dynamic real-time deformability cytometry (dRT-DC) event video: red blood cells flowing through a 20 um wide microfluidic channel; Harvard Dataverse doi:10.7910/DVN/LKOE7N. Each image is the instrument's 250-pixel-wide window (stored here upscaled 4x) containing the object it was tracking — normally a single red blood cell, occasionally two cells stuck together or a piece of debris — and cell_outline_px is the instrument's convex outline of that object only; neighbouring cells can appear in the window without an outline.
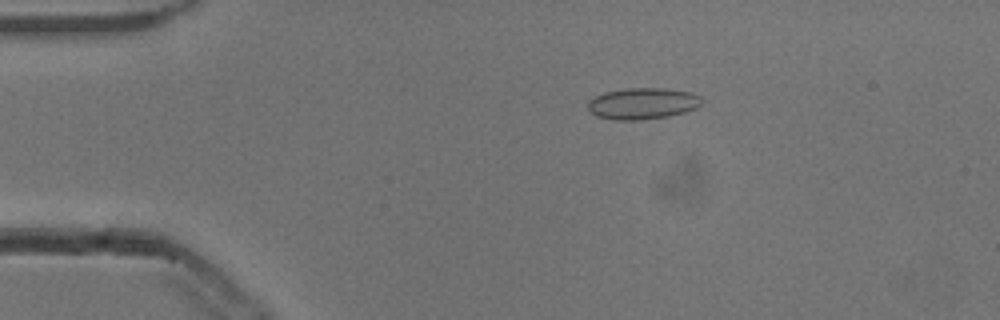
{"species": "common noctule bat (a hibernating species)", "species_latin": "Nyctalus noctula", "temperature_condition": "cold", "stored_images_in_passage": 53, "camera_frame_rate_fps": 3000, "um_per_image_px": 0.085, "animal": {"sex": "male", "body_mass_g": 13.3}, "frame": {"image": 1, "passage_image": 10, "time_ms": 3.0, "image_size_px": [1000, 320], "cell_outline_px": [[704, 100], [696, 108], [684, 112], [668, 116], [640, 120], [612, 120], [596, 116], [588, 112], [588, 100], [604, 92], [624, 88], [664, 88], [692, 92], [700, 96]], "centroid_in_image_um": [54.6, 8.8], "position_along_channel_um": 30.4, "area_um2": 21.1}}
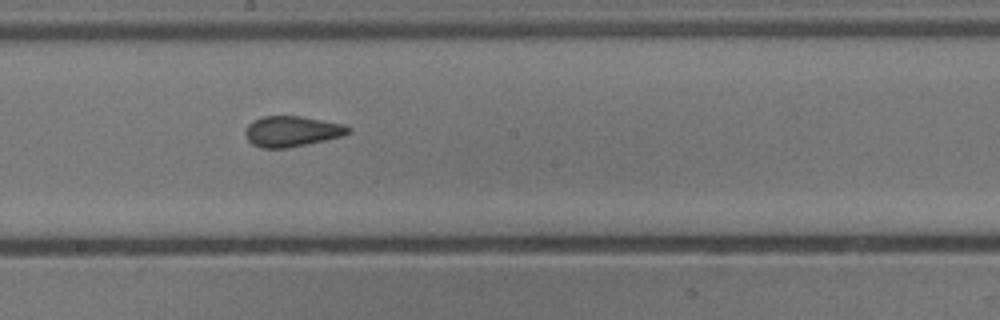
{"frame": {"image": 2, "passage_image": 29, "time_ms": 9.333, "image_size_px": [1000, 320], "cell_outline_px": [[352, 132], [344, 136], [288, 148], [260, 148], [252, 144], [248, 140], [244, 132], [248, 124], [252, 120], [260, 116], [300, 116], [344, 124], [352, 128]], "centroid_in_image_um": [24.81, 11.16], "position_along_channel_um": 223.4, "area_um2": 18.61}}
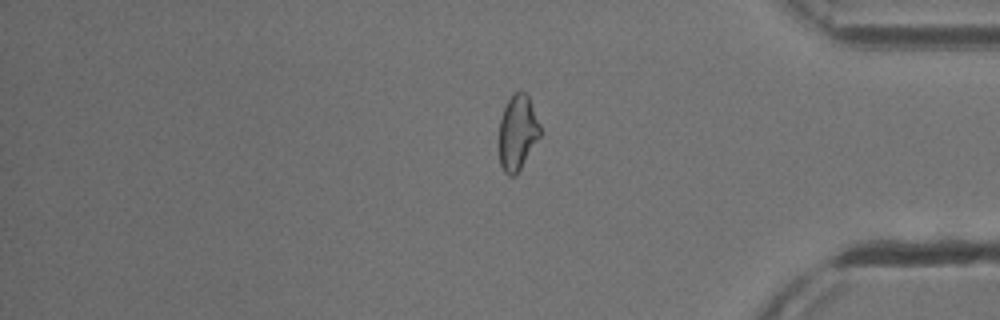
{"frame": {"image": 3, "passage_image": 44, "time_ms": 14.333, "image_size_px": [1000, 320], "cell_outline_px": [[540, 136], [520, 168], [512, 176], [508, 176], [504, 172], [500, 164], [500, 116], [512, 92], [524, 92], [528, 96], [540, 124]], "centroid_in_image_um": [43.98, 11.24], "position_along_channel_um": 391.2, "area_um2": 17.63}, "authors_computed_cell_mechanics": {"area_um2": 19.0162, "velocity_mm_per_s": 3.8417, "shape_relaxation_time_tau1_ms": null, "shape_relaxation_time_tau2_ms": 1.4422, "deformation_change_tau1": null, "deformation_change_tau2": 0.0586}}